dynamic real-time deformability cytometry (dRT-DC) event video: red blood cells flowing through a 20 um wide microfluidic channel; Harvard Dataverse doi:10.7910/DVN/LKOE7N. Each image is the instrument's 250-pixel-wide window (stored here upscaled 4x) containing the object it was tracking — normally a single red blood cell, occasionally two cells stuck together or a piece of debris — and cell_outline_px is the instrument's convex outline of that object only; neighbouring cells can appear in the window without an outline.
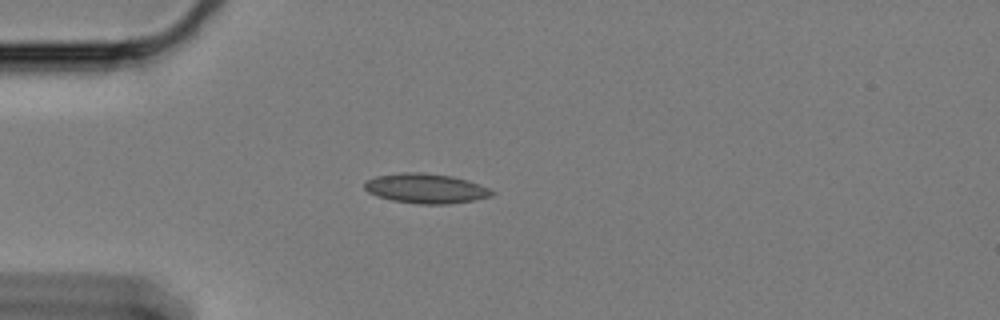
{"species": "Egyptian fruit bat (a non-hibernating species)", "species_latin": "Rousettus aegyptiacus", "temperature_condition": "cold", "stored_images_in_passage": 16, "camera_frame_rate_fps": 3000, "um_per_image_px": 0.085, "animal": {"sex": "female"}, "frame": {"image": 1, "passage_image": 13, "time_ms": 4.0, "image_size_px": [1000, 320], "cell_outline_px": [[496, 192], [492, 196], [472, 200], [448, 204], [420, 204], [392, 200], [376, 196], [368, 192], [364, 188], [364, 184], [368, 180], [376, 176], [400, 172], [424, 172], [452, 176], [468, 180], [480, 184]], "centroid_in_image_um": [36.2, 16.01], "position_along_channel_um": 48.8, "area_um2": 22.14}}